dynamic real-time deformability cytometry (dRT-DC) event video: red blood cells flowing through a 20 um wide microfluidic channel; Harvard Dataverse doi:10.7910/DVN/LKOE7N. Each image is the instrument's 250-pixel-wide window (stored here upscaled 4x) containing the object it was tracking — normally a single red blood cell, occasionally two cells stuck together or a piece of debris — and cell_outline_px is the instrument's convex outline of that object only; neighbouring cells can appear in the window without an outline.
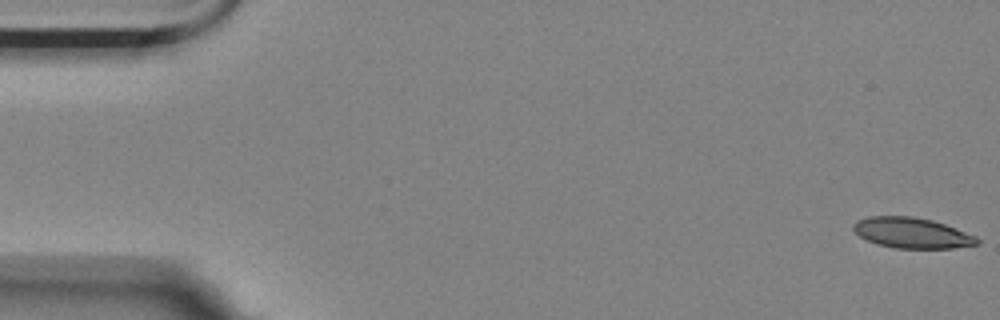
{"species": "Egyptian fruit bat (a non-hibernating species)", "species_latin": "Rousettus aegyptiacus", "temperature_condition": "room temperature", "stored_images_in_passage": 57, "camera_frame_rate_fps": 3000, "um_per_image_px": 0.085, "animal": {"sex": "female"}, "frame": {"image": 1, "passage_image": 1, "time_ms": 0.0, "image_size_px": [1000, 320], "cell_outline_px": [[980, 244], [952, 248], [896, 248], [876, 244], [860, 236], [852, 228], [852, 224], [856, 220], [868, 216], [912, 216], [932, 220], [956, 228], [976, 236], [980, 240]], "centroid_in_image_um": [77.51, 19.79], "position_along_channel_um": 7.5, "area_um2": 22.08}}
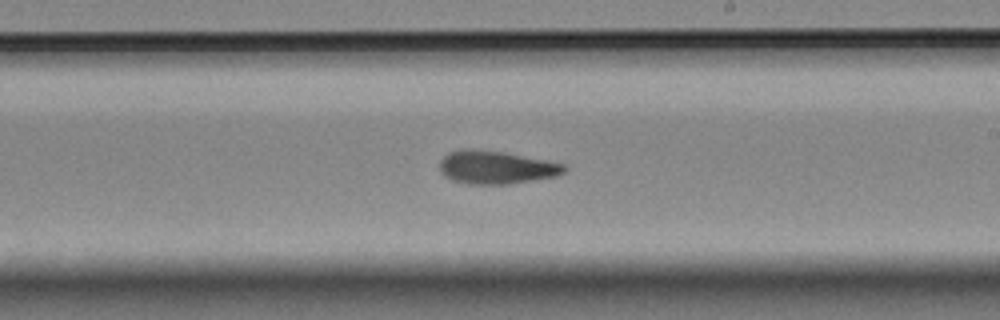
{"frame": {"image": 2, "passage_image": 33, "time_ms": 10.667, "image_size_px": [1000, 320], "cell_outline_px": [[568, 168], [564, 172], [556, 176], [508, 184], [468, 184], [452, 180], [444, 176], [440, 172], [440, 160], [448, 152], [468, 148], [504, 152], [548, 160], [564, 164]], "centroid_in_image_um": [42.16, 14.22], "position_along_channel_um": 246.8, "area_um2": 24.1}}
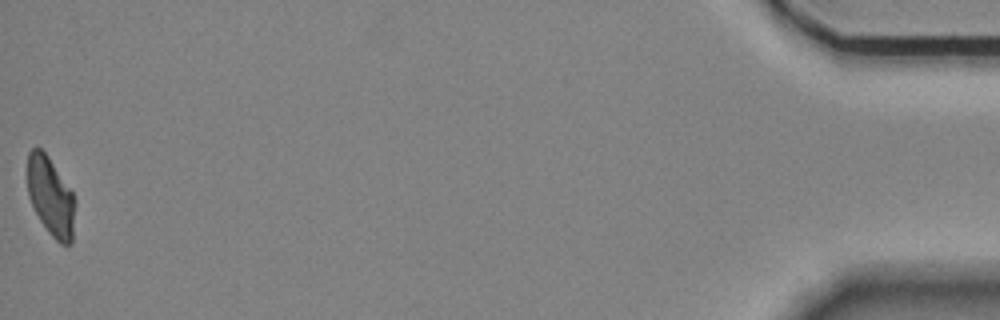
{"frame": {"image": 3, "passage_image": 57, "time_ms": 18.667, "image_size_px": [1000, 320], "cell_outline_px": [[76, 204], [72, 244], [60, 244], [48, 232], [40, 220], [28, 196], [28, 152], [32, 148], [40, 148], [48, 156], [72, 192], [76, 200]], "centroid_in_image_um": [4.33, 16.74], "position_along_channel_um": 430.9, "area_um2": 21.85}, "authors_computed_cell_mechanics": {"area_um2": 23.5824, "velocity_mm_per_s": 3.5019, "shape_relaxation_time_tau1_ms": 5.8499, "shape_relaxation_time_tau2_ms": 2.8679, "deformation_change_tau1": 0.1434, "deformation_change_tau2": 0.0977}}